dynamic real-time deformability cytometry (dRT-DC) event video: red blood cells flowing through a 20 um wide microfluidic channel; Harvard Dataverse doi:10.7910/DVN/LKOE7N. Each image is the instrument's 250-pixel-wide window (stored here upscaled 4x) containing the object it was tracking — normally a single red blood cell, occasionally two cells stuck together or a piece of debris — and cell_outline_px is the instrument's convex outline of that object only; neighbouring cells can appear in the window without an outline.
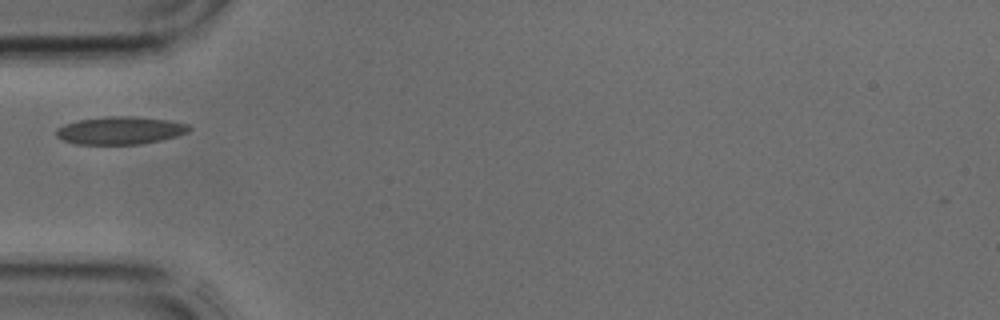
{"species": "common noctule bat (a hibernating species)", "species_latin": "Nyctalus noctula", "temperature_condition": "cold", "stored_images_in_passage": 2, "camera_frame_rate_fps": 3000, "um_per_image_px": 0.085, "animal": {"sex": "male", "body_mass_g": 17.9, "forearm_length_mm": 54.2}, "frame": {"image": 1, "passage_image": 2, "time_ms": 0.333, "image_size_px": [1000, 320], "cell_outline_px": [[192, 128], [188, 132], [176, 136], [160, 140], [140, 144], [76, 144], [64, 140], [56, 136], [56, 128], [64, 124], [76, 120], [108, 116], [136, 116], [172, 120], [188, 124]], "centroid_in_image_um": [10.23, 11.07], "position_along_channel_um": 74.8, "area_um2": 21.68}}